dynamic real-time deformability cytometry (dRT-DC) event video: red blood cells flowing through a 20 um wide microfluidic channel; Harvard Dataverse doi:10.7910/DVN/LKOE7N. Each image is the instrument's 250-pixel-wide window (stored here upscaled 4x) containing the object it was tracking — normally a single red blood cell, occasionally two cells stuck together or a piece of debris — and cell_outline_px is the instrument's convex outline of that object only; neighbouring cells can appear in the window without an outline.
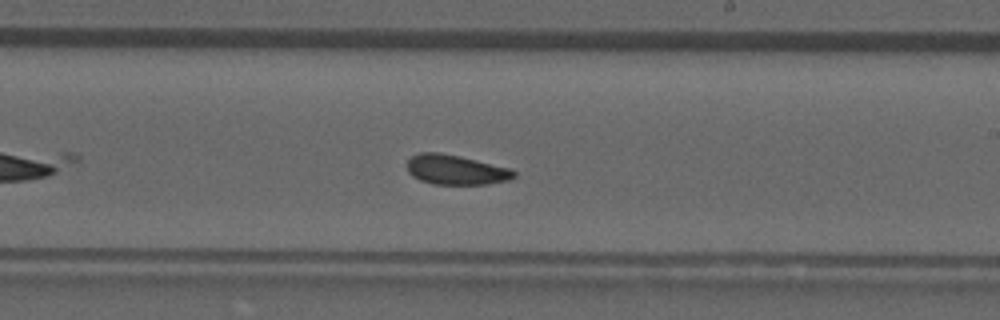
{"species": "common noctule bat (a hibernating species)", "species_latin": "Nyctalus noctula", "temperature_condition": "room temperature", "stored_images_in_passage": 31, "camera_frame_rate_fps": 3000, "um_per_image_px": 0.085, "animal": {"sex": "male", "forearm_length_mm": 52.5}, "frame": {"image": 1, "passage_image": 15, "time_ms": 4.667, "image_size_px": [1000, 320], "cell_outline_px": [[516, 176], [508, 180], [488, 184], [432, 184], [420, 180], [412, 176], [408, 172], [408, 160], [412, 156], [420, 152], [440, 152], [460, 156], [512, 168], [516, 172]], "centroid_in_image_um": [38.77, 14.43], "position_along_channel_um": 250.2, "area_um2": 18.67}}